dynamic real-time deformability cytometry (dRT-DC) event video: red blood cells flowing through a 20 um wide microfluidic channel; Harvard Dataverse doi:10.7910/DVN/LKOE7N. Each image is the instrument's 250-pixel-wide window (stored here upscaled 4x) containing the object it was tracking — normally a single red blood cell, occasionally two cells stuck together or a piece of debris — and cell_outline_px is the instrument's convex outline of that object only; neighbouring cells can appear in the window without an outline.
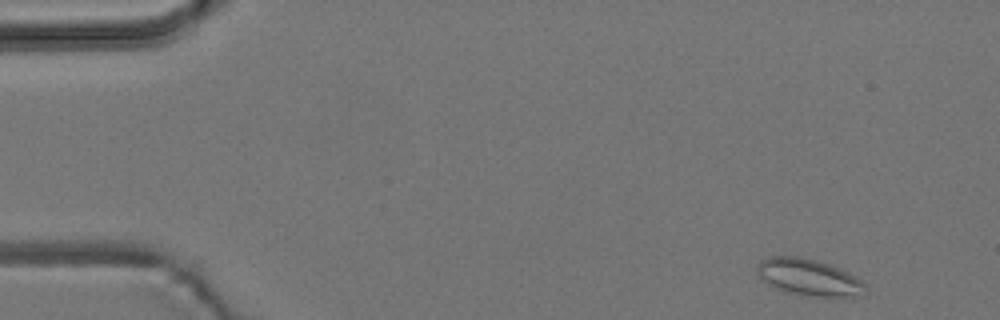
{"species": "common noctule bat (a hibernating species)", "species_latin": "Nyctalus noctula", "temperature_condition": "room temperature", "stored_images_in_passage": 53, "camera_frame_rate_fps": 3000, "um_per_image_px": 0.085, "animal": {"sex": "male", "body_mass_g": 19.2, "forearm_length_mm": 51.8}, "frame": {"image": 1, "passage_image": 2, "time_ms": 0.333, "image_size_px": [1000, 320], "cell_outline_px": [[868, 284], [864, 296], [808, 296], [788, 292], [776, 288], [768, 284], [756, 272], [756, 264], [760, 260], [768, 256], [800, 256], [816, 260], [840, 268], [856, 276]], "centroid_in_image_um": [68.77, 23.56], "position_along_channel_um": 16.2, "area_um2": 23.41}}
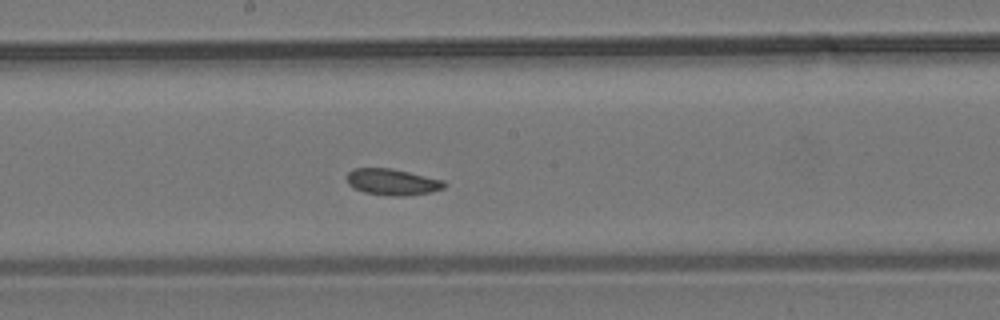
{"frame": {"image": 2, "passage_image": 27, "time_ms": 8.667, "image_size_px": [1000, 320], "cell_outline_px": [[448, 184], [444, 188], [432, 192], [404, 196], [388, 196], [364, 192], [352, 188], [348, 184], [348, 172], [352, 168], [392, 168], [444, 180]], "centroid_in_image_um": [33.37, 15.47], "position_along_channel_um": 214.8, "area_um2": 15.14}}
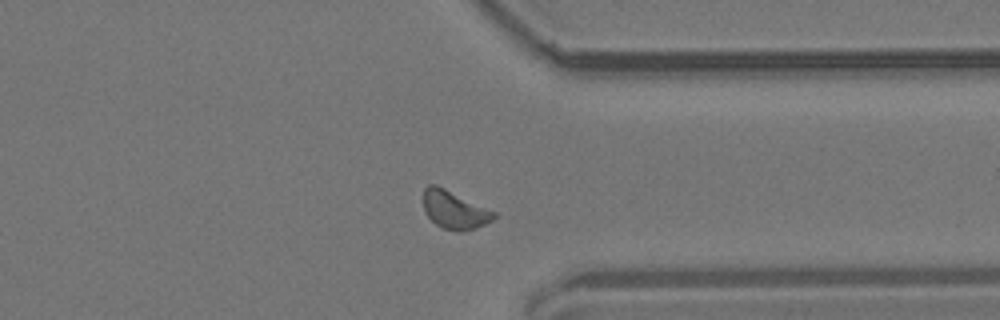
{"frame": {"image": 3, "passage_image": 40, "time_ms": 13.0, "image_size_px": [1000, 320], "cell_outline_px": [[496, 216], [492, 220], [476, 228], [460, 232], [444, 228], [436, 224], [424, 212], [424, 188], [428, 184], [436, 184], [496, 212]], "centroid_in_image_um": [38.62, 17.83], "position_along_channel_um": 372.8, "area_um2": 15.49}, "authors_computed_cell_mechanics": {"area_um2": 15.1436, "velocity_mm_per_s": 3.715, "shape_relaxation_time_tau1_ms": null, "shape_relaxation_time_tau2_ms": 3.068, "deformation_change_tau1": null, "deformation_change_tau2": 0.0622}}